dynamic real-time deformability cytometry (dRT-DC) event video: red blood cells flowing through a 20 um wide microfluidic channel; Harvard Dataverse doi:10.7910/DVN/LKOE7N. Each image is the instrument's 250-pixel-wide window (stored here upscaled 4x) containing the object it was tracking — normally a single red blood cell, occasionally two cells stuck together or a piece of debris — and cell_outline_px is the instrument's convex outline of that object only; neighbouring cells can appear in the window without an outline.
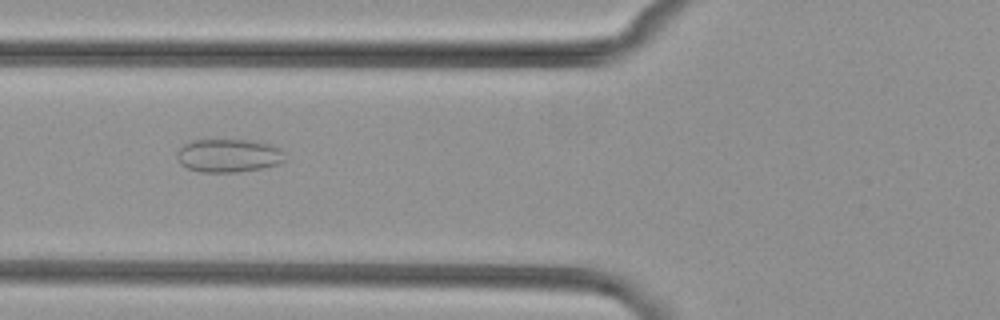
{"species": "common noctule bat (a hibernating species)", "species_latin": "Nyctalus noctula", "temperature_condition": "cold", "stored_images_in_passage": 54, "camera_frame_rate_fps": 3000, "um_per_image_px": 0.085, "animal": {"sex": "female", "body_mass_g": 29.2, "forearm_length_mm": 56.3}, "frame": {"image": 1, "passage_image": 21, "time_ms": 6.667, "image_size_px": [1000, 320], "cell_outline_px": [[284, 160], [280, 164], [264, 168], [236, 172], [200, 172], [188, 168], [180, 164], [176, 156], [176, 152], [184, 144], [192, 140], [252, 140], [272, 144], [280, 148], [284, 152]], "centroid_in_image_um": [19.44, 13.22], "position_along_channel_um": 106.4, "area_um2": 21.21}}
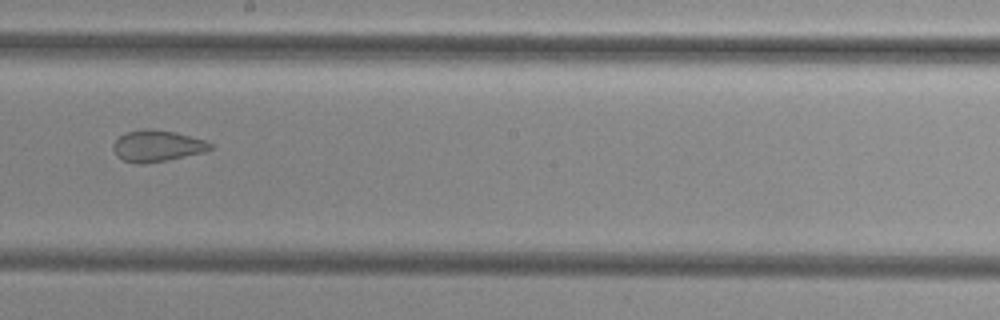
{"frame": {"image": 2, "passage_image": 31, "time_ms": 10.0, "image_size_px": [1000, 320], "cell_outline_px": [[212, 148], [204, 152], [144, 164], [140, 164], [124, 160], [116, 156], [112, 148], [112, 144], [120, 136], [128, 132], [144, 128], [152, 128], [176, 132], [208, 140], [212, 144]], "centroid_in_image_um": [13.36, 12.38], "position_along_channel_um": 234.8, "area_um2": 17.8}}
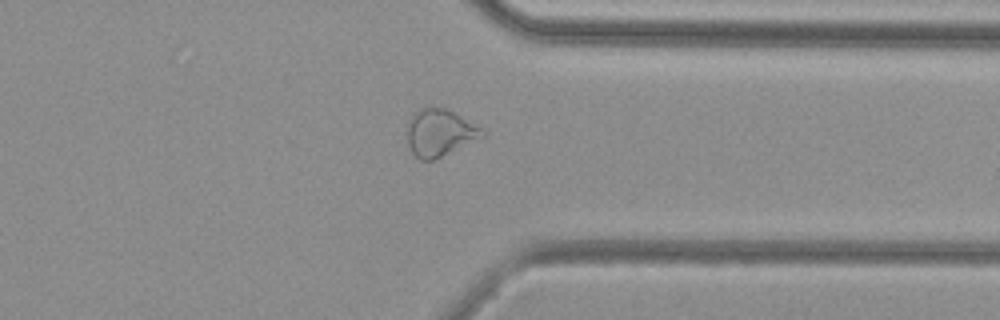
{"frame": {"image": 3, "passage_image": 42, "time_ms": 13.667, "image_size_px": [1000, 320], "cell_outline_px": [[484, 136], [432, 160], [420, 160], [412, 152], [408, 144], [408, 120], [412, 112], [428, 104], [444, 108], [452, 112], [480, 128], [484, 132]], "centroid_in_image_um": [37.3, 11.24], "position_along_channel_um": 374.1, "area_um2": 20.29}, "authors_computed_cell_mechanics": {"area_um2": 23.5824, "velocity_mm_per_s": 3.8452, "shape_relaxation_time_tau1_ms": null, "shape_relaxation_time_tau2_ms": 1.4692, "deformation_change_tau1": null, "deformation_change_tau2": 0.0716}}